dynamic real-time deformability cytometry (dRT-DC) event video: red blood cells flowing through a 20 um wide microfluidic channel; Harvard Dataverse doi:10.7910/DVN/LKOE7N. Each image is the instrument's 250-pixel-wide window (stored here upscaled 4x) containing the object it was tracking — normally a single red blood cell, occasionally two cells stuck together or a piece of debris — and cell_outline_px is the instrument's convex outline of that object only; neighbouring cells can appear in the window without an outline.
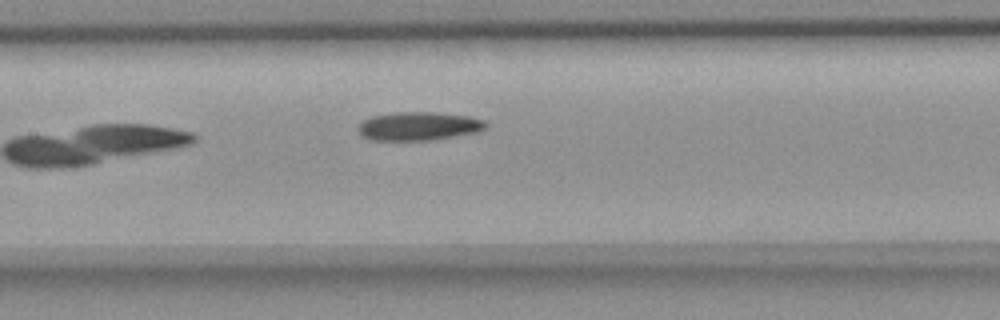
{"species": "common noctule bat (a hibernating species)", "species_latin": "Nyctalus noctula", "temperature_condition": "room temperature", "stored_images_in_passage": 7, "camera_frame_rate_fps": 3000, "um_per_image_px": 0.085, "animal": {"sex": "female", "body_mass_g": 18.4}, "frame": {"image": 1, "passage_image": 7, "time_ms": 8.0, "image_size_px": [1000, 320], "cell_outline_px": [[488, 128], [476, 132], [428, 140], [368, 140], [360, 136], [356, 128], [364, 120], [372, 116], [392, 112], [432, 112], [468, 116], [484, 120], [488, 124]], "centroid_in_image_um": [35.54, 10.72], "position_along_channel_um": 171.9, "area_um2": 21.27}}